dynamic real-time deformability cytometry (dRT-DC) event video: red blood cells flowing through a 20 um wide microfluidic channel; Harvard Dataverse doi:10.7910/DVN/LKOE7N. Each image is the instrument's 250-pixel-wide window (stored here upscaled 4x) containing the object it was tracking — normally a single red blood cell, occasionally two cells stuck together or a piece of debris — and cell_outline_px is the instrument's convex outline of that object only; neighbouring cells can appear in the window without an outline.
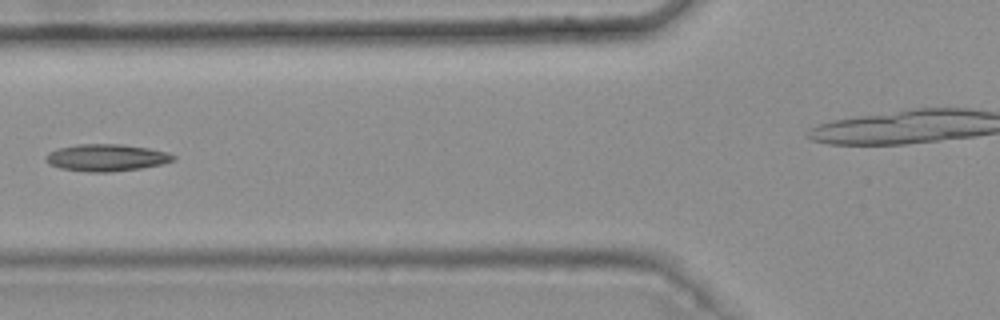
{"species": "common noctule bat (a hibernating species)", "species_latin": "Nyctalus noctula", "temperature_condition": "warm", "stored_images_in_passage": 8, "camera_frame_rate_fps": 3000, "um_per_image_px": 0.085, "animal": {"sex": "female", "body_mass_g": 25.1}, "frame": {"image": 1, "passage_image": 6, "time_ms": 1.667, "image_size_px": [1000, 320], "cell_outline_px": [[176, 160], [160, 164], [140, 168], [108, 172], [88, 172], [60, 168], [48, 164], [44, 160], [44, 156], [48, 152], [60, 148], [76, 144], [120, 144], [148, 148], [168, 152], [176, 156]], "centroid_in_image_um": [9.01, 13.4], "position_along_channel_um": 116.8, "area_um2": 20.11}}
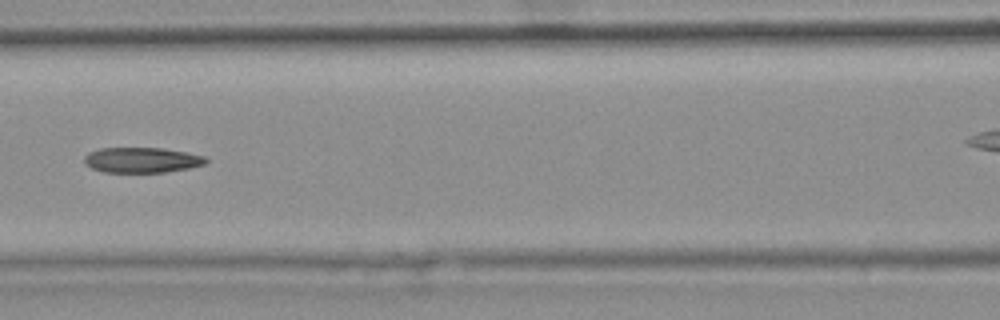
{"frame": {"image": 2, "passage_image": 7, "time_ms": 2.0, "image_size_px": [1000, 320], "cell_outline_px": [[208, 160], [204, 164], [188, 168], [164, 172], [104, 172], [92, 168], [84, 164], [84, 156], [88, 152], [100, 148], [160, 148], [184, 152], [204, 156]], "centroid_in_image_um": [12.0, 13.6], "position_along_channel_um": 154.6, "area_um2": 17.8}}